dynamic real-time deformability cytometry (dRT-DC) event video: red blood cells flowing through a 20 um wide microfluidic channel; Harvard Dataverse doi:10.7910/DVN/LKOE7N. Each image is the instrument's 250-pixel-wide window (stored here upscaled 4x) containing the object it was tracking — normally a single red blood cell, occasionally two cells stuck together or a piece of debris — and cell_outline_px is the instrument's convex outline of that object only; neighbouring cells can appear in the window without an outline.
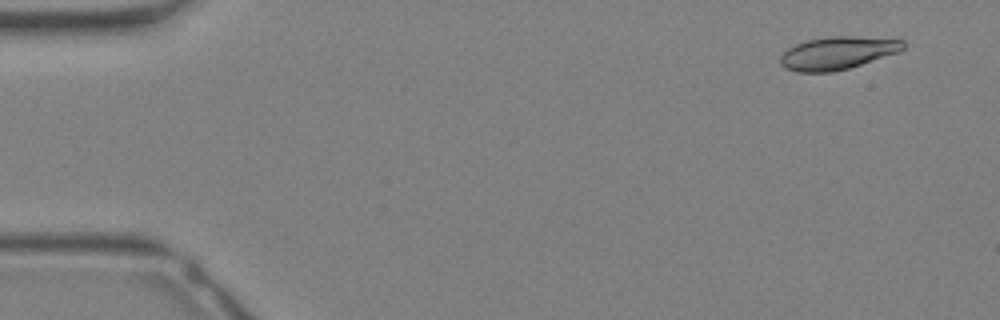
{"species": "Egyptian fruit bat (a non-hibernating species)", "species_latin": "Rousettus aegyptiacus", "temperature_condition": "warm", "stored_images_in_passage": 31, "camera_frame_rate_fps": 3000, "um_per_image_px": 0.085, "animal": {"sex": "female"}, "frame": {"image": 1, "passage_image": 1, "time_ms": 0.0, "image_size_px": [1000, 320], "cell_outline_px": [[904, 48], [900, 52], [848, 68], [832, 72], [796, 72], [784, 68], [780, 64], [780, 56], [788, 48], [804, 40], [828, 36], [852, 36], [904, 40]], "centroid_in_image_um": [71.16, 4.5], "position_along_channel_um": 13.8, "area_um2": 23.58}}
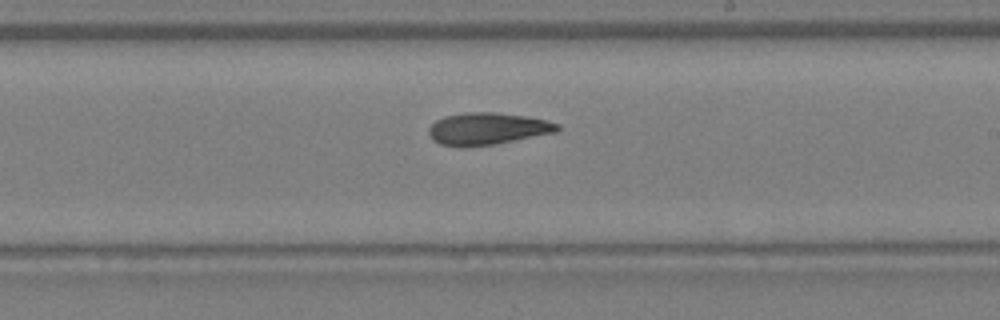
{"frame": {"image": 2, "passage_image": 18, "time_ms": 5.667, "image_size_px": [1000, 320], "cell_outline_px": [[560, 128], [556, 132], [496, 144], [464, 148], [440, 144], [432, 140], [428, 132], [428, 128], [436, 120], [444, 116], [464, 112], [492, 112], [524, 116], [544, 120], [560, 124]], "centroid_in_image_um": [41.38, 10.95], "position_along_channel_um": 247.6, "area_um2": 24.16}}
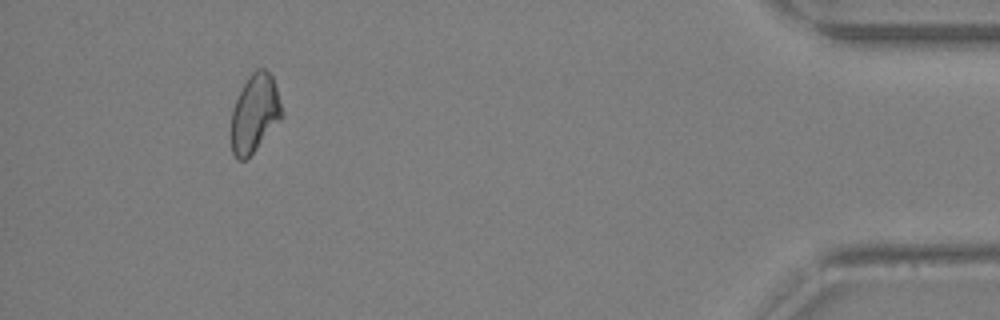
{"frame": {"image": 3, "passage_image": 29, "time_ms": 9.333, "image_size_px": [1000, 320], "cell_outline_px": [[284, 116], [256, 148], [244, 160], [236, 160], [232, 152], [232, 108], [248, 76], [256, 68], [264, 68], [272, 76], [284, 112]], "centroid_in_image_um": [21.66, 9.61], "position_along_channel_um": 413.5, "area_um2": 22.77}}